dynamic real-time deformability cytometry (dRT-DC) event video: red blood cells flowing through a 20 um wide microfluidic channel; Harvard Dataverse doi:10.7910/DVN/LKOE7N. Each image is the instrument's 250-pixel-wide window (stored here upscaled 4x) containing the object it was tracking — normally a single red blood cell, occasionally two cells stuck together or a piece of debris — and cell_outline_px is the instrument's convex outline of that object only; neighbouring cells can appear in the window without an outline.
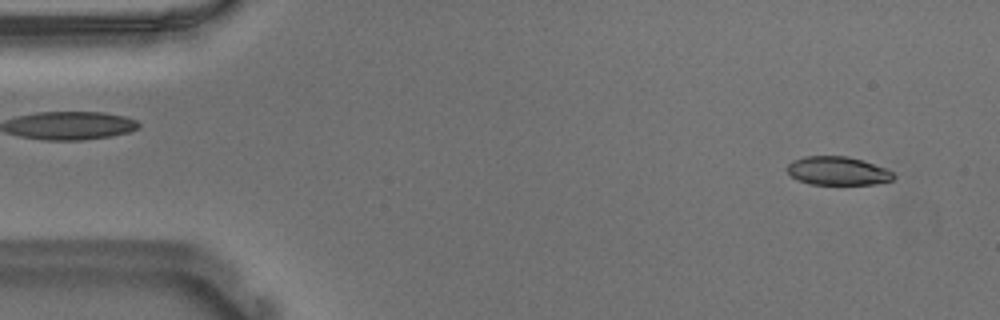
{"species": "Egyptian fruit bat (a non-hibernating species)", "species_latin": "Rousettus aegyptiacus", "temperature_condition": "warm", "stored_images_in_passage": 53, "camera_frame_rate_fps": 3000, "um_per_image_px": 0.085, "animal": {"sex": "male"}, "frame": {"image": 1, "passage_image": 3, "time_ms": 0.667, "image_size_px": [1000, 320], "cell_outline_px": [[896, 176], [892, 180], [876, 184], [808, 184], [792, 176], [784, 168], [792, 160], [804, 156], [848, 156], [864, 160], [888, 168]], "centroid_in_image_um": [71.22, 14.51], "position_along_channel_um": 13.8, "area_um2": 17.92}}
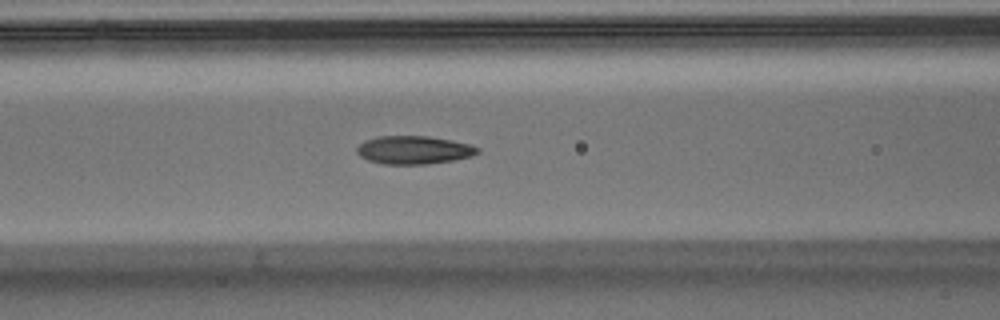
{"frame": {"image": 2, "passage_image": 21, "time_ms": 6.667, "image_size_px": [1000, 320], "cell_outline_px": [[480, 152], [472, 156], [452, 160], [428, 164], [384, 164], [368, 160], [360, 156], [356, 152], [356, 148], [364, 140], [376, 136], [428, 136], [452, 140], [472, 144], [480, 148]], "centroid_in_image_um": [35.18, 12.74], "position_along_channel_um": 131.4, "area_um2": 20.0}}
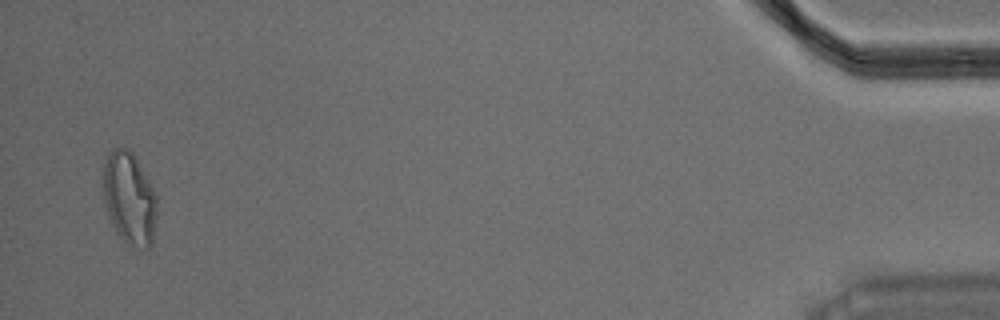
{"frame": {"image": 3, "passage_image": 52, "time_ms": 17.0, "image_size_px": [1000, 320], "cell_outline_px": [[156, 216], [152, 244], [148, 248], [144, 248], [124, 244], [116, 232], [112, 224], [104, 204], [100, 176], [108, 152], [112, 148], [128, 148], [132, 152], [152, 188], [156, 196]], "centroid_in_image_um": [10.94, 16.86], "position_along_channel_um": 424.3, "area_um2": 29.3}, "authors_computed_cell_mechanics": {"area_um2": 19.4786, "velocity_mm_per_s": 3.6696, "shape_relaxation_time_tau1_ms": null, "shape_relaxation_time_tau2_ms": 1.0997, "deformation_change_tau1": null, "deformation_change_tau2": 0.0733}}